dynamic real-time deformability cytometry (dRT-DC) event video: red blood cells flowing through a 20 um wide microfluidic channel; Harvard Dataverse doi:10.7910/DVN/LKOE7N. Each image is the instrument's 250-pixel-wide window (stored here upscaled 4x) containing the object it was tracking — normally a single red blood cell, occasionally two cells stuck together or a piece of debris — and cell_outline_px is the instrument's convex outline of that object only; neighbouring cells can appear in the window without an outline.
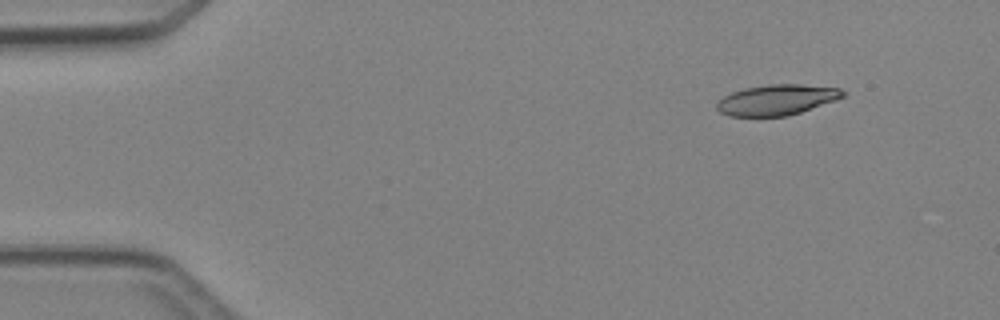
{"species": "Egyptian fruit bat (a non-hibernating species)", "species_latin": "Rousettus aegyptiacus", "temperature_condition": "cold", "stored_images_in_passage": 3, "camera_frame_rate_fps": 3000, "um_per_image_px": 0.085, "animal": {"sex": "female"}, "frame": {"image": 1, "passage_image": 1, "time_ms": 0.0, "image_size_px": [1000, 320], "cell_outline_px": [[848, 92], [844, 96], [836, 100], [788, 116], [728, 116], [720, 112], [716, 108], [716, 104], [724, 96], [732, 92], [744, 88], [768, 84], [800, 84], [840, 88]], "centroid_in_image_um": [66.04, 8.48], "position_along_channel_um": 19.0, "area_um2": 22.48}}